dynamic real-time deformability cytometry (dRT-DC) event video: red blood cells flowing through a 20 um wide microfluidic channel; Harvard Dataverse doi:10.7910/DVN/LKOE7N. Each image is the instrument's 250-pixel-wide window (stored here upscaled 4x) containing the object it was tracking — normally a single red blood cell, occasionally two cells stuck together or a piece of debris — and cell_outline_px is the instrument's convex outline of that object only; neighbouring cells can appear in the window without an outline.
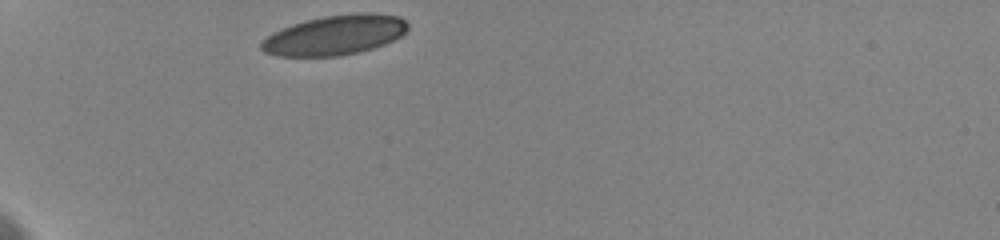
{"species": "human", "species_latin": "Homo sapiens", "temperature_condition": "cold", "stored_images_in_passage": 24, "camera_frame_rate_fps": 3000, "um_per_image_px": 0.085, "donor": {"sex": "female"}, "frame": {"image": 1, "passage_image": 1, "time_ms": 0.0, "image_size_px": [1000, 240], "cell_outline_px": [[408, 28], [400, 36], [384, 44], [372, 48], [356, 52], [336, 56], [276, 56], [264, 52], [260, 48], [260, 44], [272, 32], [292, 24], [304, 20], [324, 16], [360, 12], [372, 12], [400, 16], [408, 24]], "centroid_in_image_um": [28.45, 2.97], "position_along_channel_um": 56.6, "area_um2": 33.93}}
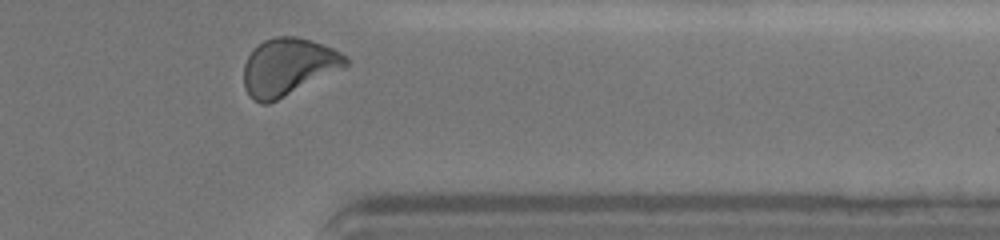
{"frame": {"image": 2, "passage_image": 24, "time_ms": 10.0, "image_size_px": [1000, 240], "cell_outline_px": [[348, 64], [344, 68], [268, 104], [260, 104], [244, 88], [244, 64], [248, 56], [264, 40], [276, 36], [296, 36], [312, 40], [332, 48], [348, 56]], "centroid_in_image_um": [24.52, 5.67], "position_along_channel_um": 386.9, "area_um2": 33.7}, "authors_computed_cell_mechanics": {"area_um2": 33.8419, "velocity_mm_per_s": 3.5735, "shape_relaxation_time_tau1_ms": 3.3988, "shape_relaxation_time_tau2_ms": 2.0056, "deformation_change_tau1": 0.1189, "deformation_change_tau2": 0.0567}}